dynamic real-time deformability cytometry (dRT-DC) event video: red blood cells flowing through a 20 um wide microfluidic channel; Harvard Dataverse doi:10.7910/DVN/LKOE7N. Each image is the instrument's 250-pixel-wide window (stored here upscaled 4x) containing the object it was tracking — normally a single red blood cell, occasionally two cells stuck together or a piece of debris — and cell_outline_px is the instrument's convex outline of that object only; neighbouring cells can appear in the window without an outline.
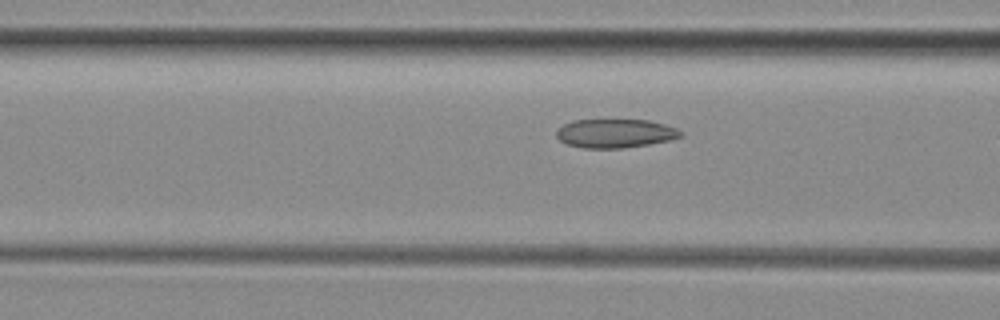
{"species": "common noctule bat (a hibernating species)", "species_latin": "Nyctalus noctula", "temperature_condition": "room temperature", "stored_images_in_passage": 8, "camera_frame_rate_fps": 3000, "um_per_image_px": 0.085, "animal": {"sex": "female", "body_mass_g": 29.2, "forearm_length_mm": 56.3}, "frame": {"image": 1, "passage_image": 7, "time_ms": 2.0, "image_size_px": [1000, 320], "cell_outline_px": [[684, 132], [680, 136], [668, 140], [648, 144], [624, 148], [584, 148], [568, 144], [560, 140], [556, 136], [556, 128], [572, 120], [648, 120], [664, 124], [676, 128]], "centroid_in_image_um": [52.26, 11.33], "position_along_channel_um": 114.3, "area_um2": 20.75}}